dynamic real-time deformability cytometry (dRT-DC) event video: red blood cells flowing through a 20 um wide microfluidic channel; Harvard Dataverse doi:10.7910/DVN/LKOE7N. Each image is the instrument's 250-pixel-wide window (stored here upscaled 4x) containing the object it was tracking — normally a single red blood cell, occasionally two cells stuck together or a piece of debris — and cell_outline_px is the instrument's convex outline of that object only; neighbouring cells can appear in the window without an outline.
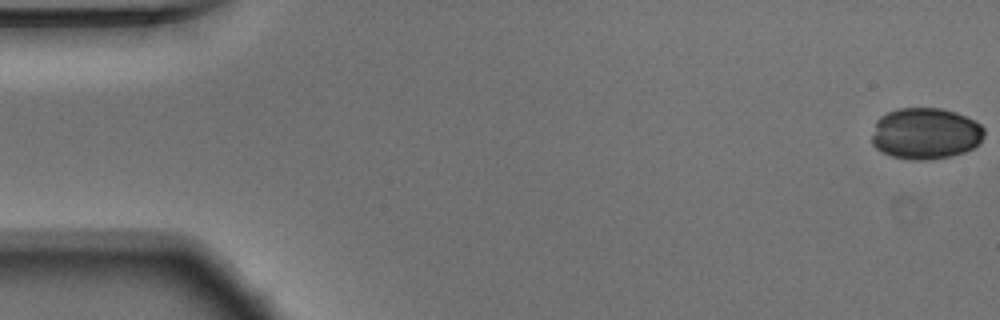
{"species": "Egyptian fruit bat (a non-hibernating species)", "species_latin": "Rousettus aegyptiacus", "temperature_condition": "warm", "stored_images_in_passage": 54, "camera_frame_rate_fps": 3000, "um_per_image_px": 0.085, "animal": {"sex": "male"}, "frame": {"image": 1, "passage_image": 1, "time_ms": 0.0, "image_size_px": [1000, 320], "cell_outline_px": [[984, 136], [972, 148], [964, 152], [948, 156], [924, 160], [912, 160], [892, 156], [880, 152], [872, 144], [872, 136], [876, 120], [880, 116], [896, 108], [940, 108], [956, 112], [976, 120], [984, 128]], "centroid_in_image_um": [78.64, 11.33], "position_along_channel_um": 6.4, "area_um2": 33.76}}
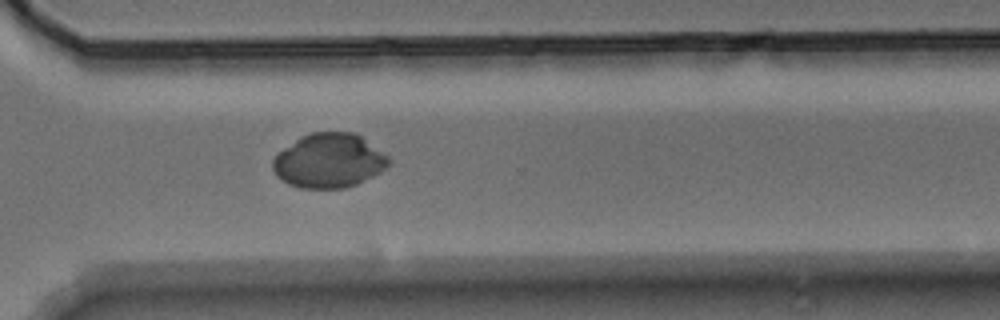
{"frame": {"image": 2, "passage_image": 39, "time_ms": 12.667, "image_size_px": [1000, 320], "cell_outline_px": [[392, 164], [380, 172], [356, 184], [344, 188], [300, 188], [288, 184], [280, 180], [276, 176], [272, 168], [272, 160], [284, 148], [300, 136], [312, 132], [352, 132], [360, 136], [388, 156], [392, 160]], "centroid_in_image_um": [27.95, 13.67], "position_along_channel_um": 342.6, "area_um2": 36.7}}
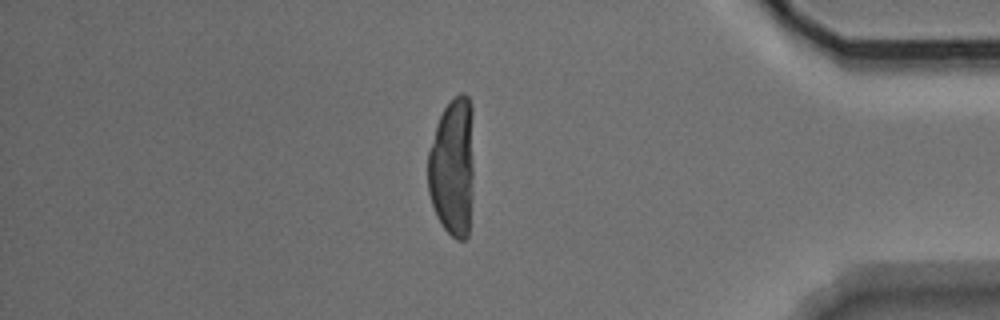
{"frame": {"image": 3, "passage_image": 46, "time_ms": 15.0, "image_size_px": [1000, 320], "cell_outline_px": [[472, 196], [468, 236], [464, 240], [456, 240], [444, 228], [436, 216], [428, 192], [428, 152], [436, 124], [444, 108], [460, 92], [464, 92], [468, 96], [472, 104]], "centroid_in_image_um": [38.46, 14.2], "position_along_channel_um": 396.7, "area_um2": 37.4}}